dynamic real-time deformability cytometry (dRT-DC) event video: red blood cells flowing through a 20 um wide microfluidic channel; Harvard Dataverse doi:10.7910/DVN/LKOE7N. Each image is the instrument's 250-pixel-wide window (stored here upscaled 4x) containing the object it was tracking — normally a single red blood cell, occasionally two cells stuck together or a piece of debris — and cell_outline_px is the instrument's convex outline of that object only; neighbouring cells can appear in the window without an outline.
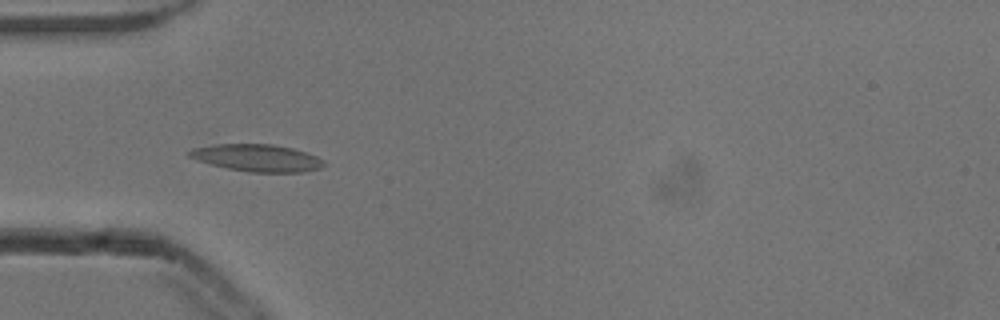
{"species": "common noctule bat (a hibernating species)", "species_latin": "Nyctalus noctula", "temperature_condition": "cold", "stored_images_in_passage": 45, "camera_frame_rate_fps": 3000, "um_per_image_px": 0.085, "animal": {"sex": "male", "body_mass_g": 13.3}, "frame": {"image": 1, "passage_image": 16, "time_ms": 5.0, "image_size_px": [1000, 320], "cell_outline_px": [[328, 164], [320, 168], [300, 172], [248, 172], [228, 168], [196, 160], [188, 156], [188, 152], [192, 148], [212, 144], [272, 144], [292, 148], [316, 156], [324, 160]], "centroid_in_image_um": [21.85, 13.41], "position_along_channel_um": 63.1, "area_um2": 21.27}}
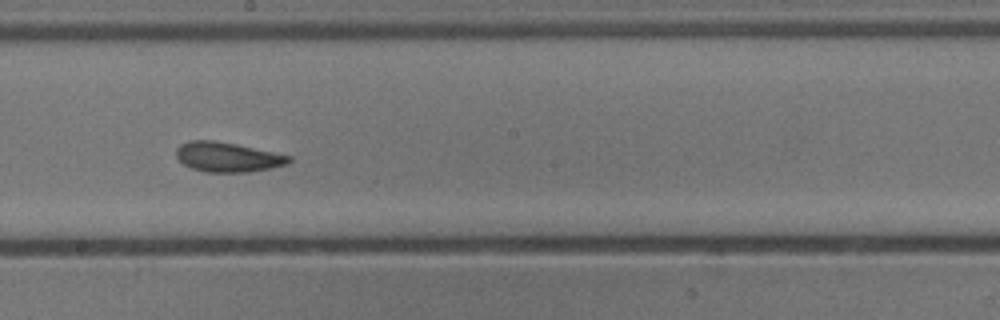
{"frame": {"image": 2, "passage_image": 29, "time_ms": 9.333, "image_size_px": [1000, 320], "cell_outline_px": [[292, 160], [288, 164], [272, 168], [248, 172], [204, 172], [192, 168], [184, 164], [176, 156], [176, 148], [180, 144], [188, 140], [216, 140], [236, 144], [292, 156]], "centroid_in_image_um": [19.35, 13.34], "position_along_channel_um": 228.9, "area_um2": 19.65}}
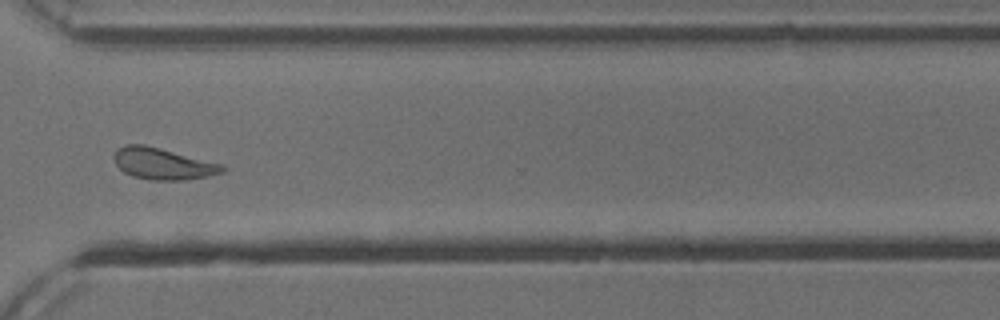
{"frame": {"image": 3, "passage_image": 39, "time_ms": 12.667, "image_size_px": [1000, 320], "cell_outline_px": [[228, 168], [224, 172], [208, 176], [184, 180], [152, 180], [132, 176], [124, 172], [116, 164], [112, 156], [116, 148], [124, 144], [144, 144], [224, 164]], "centroid_in_image_um": [13.85, 13.91], "position_along_channel_um": 356.8, "area_um2": 20.17}, "authors_computed_cell_mechanics": {"area_um2": 19.9988, "velocity_mm_per_s": 3.8388, "shape_relaxation_time_tau1_ms": 3.8439, "shape_relaxation_time_tau2_ms": 2.8567, "deformation_change_tau1": 0.1283, "deformation_change_tau2": 0.1038}}